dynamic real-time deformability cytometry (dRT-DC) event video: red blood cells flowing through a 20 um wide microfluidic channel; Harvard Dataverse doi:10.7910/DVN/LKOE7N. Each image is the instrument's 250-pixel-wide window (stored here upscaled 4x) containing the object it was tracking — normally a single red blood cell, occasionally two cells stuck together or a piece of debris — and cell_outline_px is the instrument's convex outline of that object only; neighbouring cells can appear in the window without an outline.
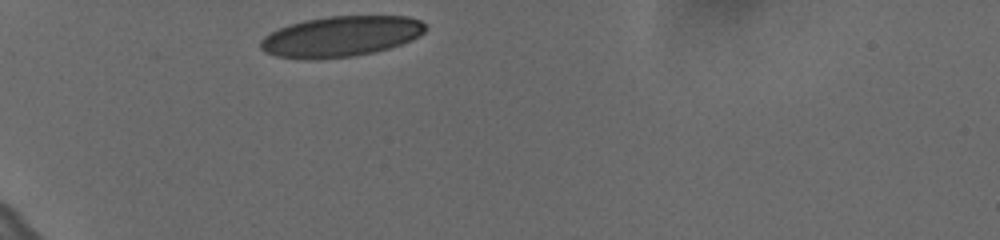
{"species": "human", "species_latin": "Homo sapiens", "temperature_condition": "cold", "stored_images_in_passage": 32, "camera_frame_rate_fps": 3000, "um_per_image_px": 0.085, "donor": {"sex": "female"}, "frame": {"image": 1, "passage_image": 1, "time_ms": 0.0, "image_size_px": [1000, 240], "cell_outline_px": [[428, 28], [420, 36], [400, 44], [376, 52], [352, 56], [308, 60], [276, 56], [264, 52], [260, 48], [260, 40], [264, 36], [288, 24], [304, 20], [328, 16], [408, 16], [420, 20], [428, 24]], "centroid_in_image_um": [28.98, 3.09], "position_along_channel_um": 56.0, "area_um2": 39.25}}
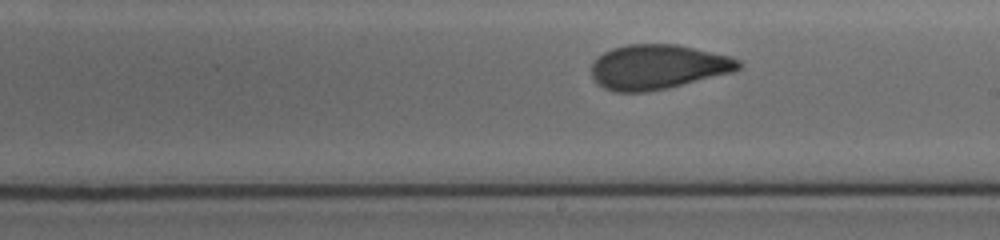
{"frame": {"image": 2, "passage_image": 18, "time_ms": 5.667, "image_size_px": [1000, 240], "cell_outline_px": [[744, 64], [740, 68], [732, 72], [668, 88], [648, 92], [612, 92], [596, 84], [592, 80], [592, 64], [604, 52], [612, 48], [628, 44], [676, 44], [728, 56], [740, 60]], "centroid_in_image_um": [55.89, 5.7], "position_along_channel_um": 233.1, "area_um2": 38.32}}
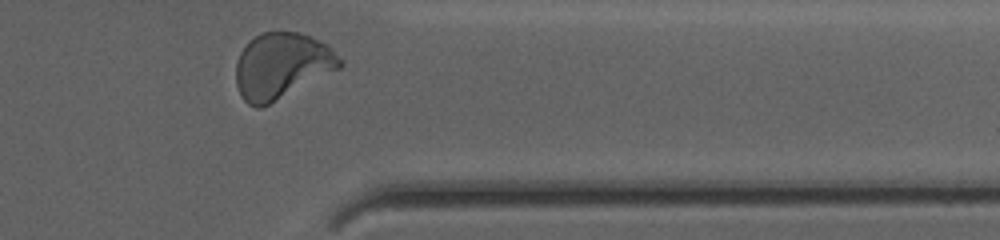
{"frame": {"image": 3, "passage_image": 31, "time_ms": 10.0, "image_size_px": [1000, 240], "cell_outline_px": [[344, 64], [340, 68], [260, 108], [256, 108], [248, 104], [244, 100], [236, 84], [236, 64], [240, 52], [260, 32], [296, 32], [308, 36], [328, 44], [344, 60]], "centroid_in_image_um": [23.97, 5.58], "position_along_channel_um": 387.4, "area_um2": 39.48}, "authors_computed_cell_mechanics": {"area_um2": 39.1306, "velocity_mm_per_s": 3.6123, "shape_relaxation_time_tau1_ms": 11.1116, "shape_relaxation_time_tau2_ms": 0.9131, "deformation_change_tau1": 0.2306, "deformation_change_tau2": 0.0697}}